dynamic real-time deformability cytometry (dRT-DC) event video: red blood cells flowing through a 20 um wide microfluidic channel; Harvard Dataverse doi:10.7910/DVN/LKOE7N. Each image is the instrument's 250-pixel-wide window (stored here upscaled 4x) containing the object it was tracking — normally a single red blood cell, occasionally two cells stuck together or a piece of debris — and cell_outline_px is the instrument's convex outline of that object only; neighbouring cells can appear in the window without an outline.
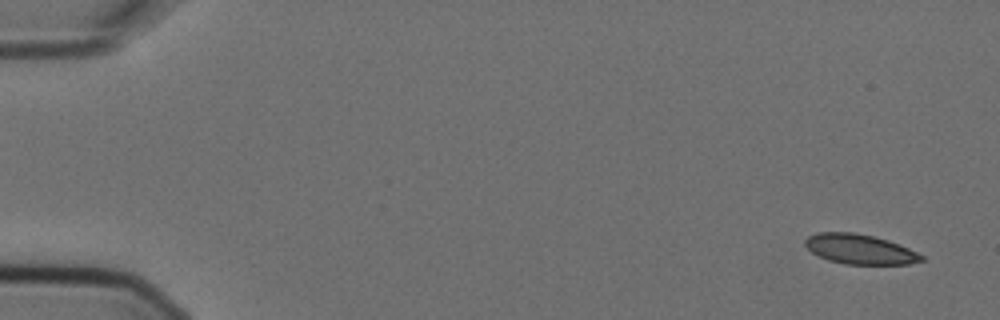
{"species": "Egyptian fruit bat (a non-hibernating species)", "species_latin": "Rousettus aegyptiacus", "temperature_condition": "cold", "stored_images_in_passage": 2, "camera_frame_rate_fps": 3000, "um_per_image_px": 0.085, "animal": {"sex": "female"}, "frame": {"image": 1, "passage_image": 2, "time_ms": 0.333, "image_size_px": [1000, 320], "cell_outline_px": [[924, 260], [908, 264], [844, 264], [828, 260], [812, 252], [804, 244], [804, 240], [808, 236], [816, 232], [852, 232], [872, 236], [888, 240], [908, 248], [924, 256]], "centroid_in_image_um": [73.06, 21.18], "position_along_channel_um": 11.9, "area_um2": 20.11}}